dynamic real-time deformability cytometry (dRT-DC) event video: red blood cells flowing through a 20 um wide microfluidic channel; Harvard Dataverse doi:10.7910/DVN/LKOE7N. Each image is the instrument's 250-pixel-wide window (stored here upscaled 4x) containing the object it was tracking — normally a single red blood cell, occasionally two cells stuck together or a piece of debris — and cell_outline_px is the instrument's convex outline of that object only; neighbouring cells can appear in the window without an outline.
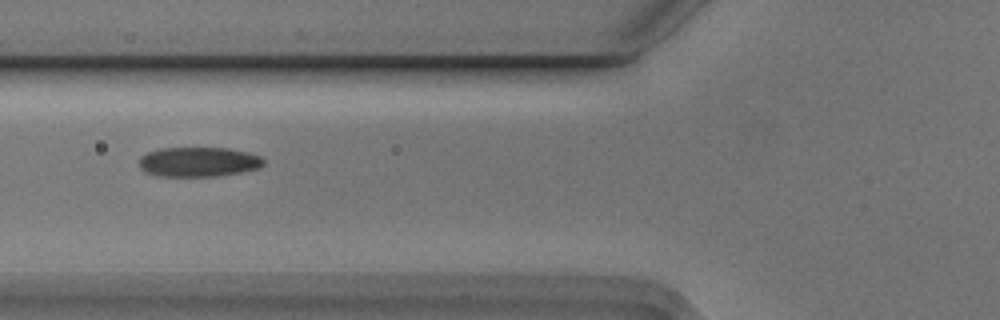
{"species": "Egyptian fruit bat (a non-hibernating species)", "species_latin": "Rousettus aegyptiacus", "temperature_condition": "cold", "stored_images_in_passage": 9, "camera_frame_rate_fps": 3000, "um_per_image_px": 0.085, "animal": {"sex": "male"}, "frame": {"image": 1, "passage_image": 6, "time_ms": 1.667, "image_size_px": [1000, 320], "cell_outline_px": [[264, 164], [260, 168], [240, 172], [216, 176], [160, 176], [144, 172], [140, 168], [140, 156], [148, 152], [160, 148], [228, 148], [248, 152], [260, 156], [264, 160]], "centroid_in_image_um": [16.87, 13.76], "position_along_channel_um": 108.9, "area_um2": 21.56}}
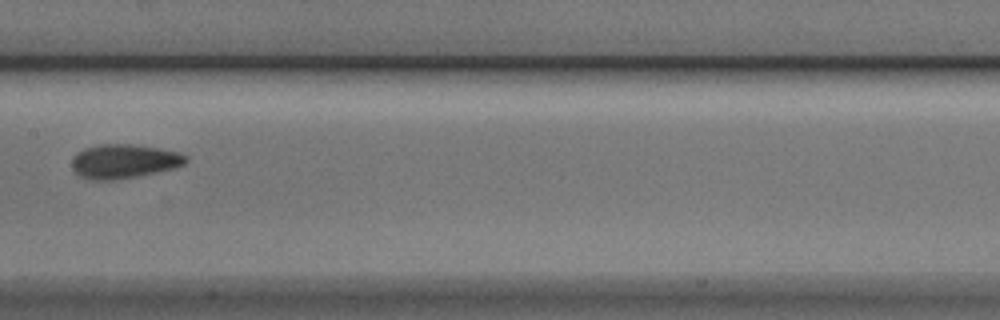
{"frame": {"image": 2, "passage_image": 8, "time_ms": 2.333, "image_size_px": [1000, 320], "cell_outline_px": [[188, 160], [184, 164], [172, 168], [136, 176], [112, 180], [92, 180], [80, 176], [72, 168], [72, 160], [76, 152], [84, 148], [100, 144], [132, 144], [160, 148], [180, 152], [188, 156]], "centroid_in_image_um": [10.53, 13.69], "position_along_channel_um": 196.9, "area_um2": 22.6}}
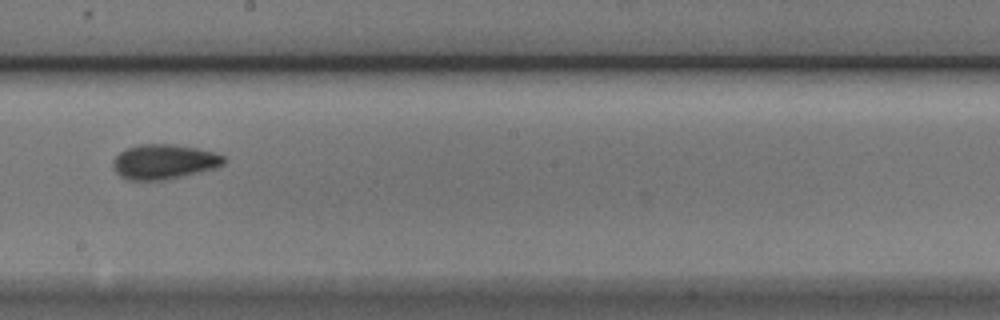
{"frame": {"image": 3, "passage_image": 9, "time_ms": 2.667, "image_size_px": [1000, 320], "cell_outline_px": [[224, 164], [216, 168], [180, 176], [160, 180], [128, 180], [120, 176], [116, 172], [112, 164], [112, 160], [124, 148], [140, 144], [172, 144], [196, 148], [212, 152], [224, 156]], "centroid_in_image_um": [13.89, 13.74], "position_along_channel_um": 234.3, "area_um2": 22.31}}